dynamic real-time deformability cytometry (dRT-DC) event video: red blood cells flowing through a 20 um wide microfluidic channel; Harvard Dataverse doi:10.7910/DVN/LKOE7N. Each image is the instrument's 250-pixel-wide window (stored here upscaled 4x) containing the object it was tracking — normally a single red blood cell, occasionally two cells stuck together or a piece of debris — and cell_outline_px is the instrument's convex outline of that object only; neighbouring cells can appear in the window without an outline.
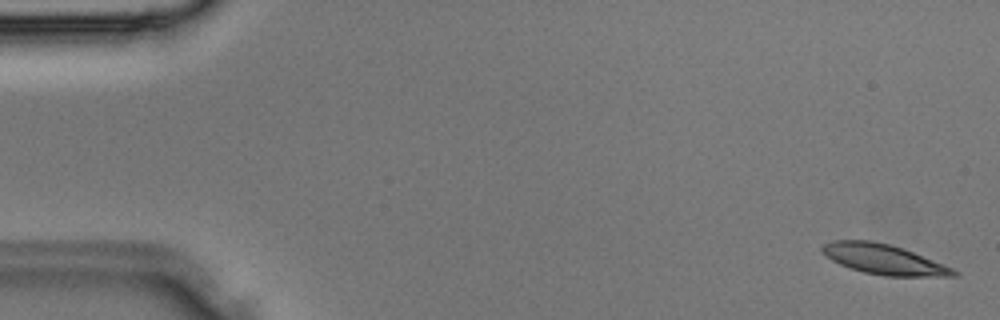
{"species": "Egyptian fruit bat (a non-hibernating species)", "species_latin": "Rousettus aegyptiacus", "temperature_condition": "room temperature", "stored_images_in_passage": 7, "camera_frame_rate_fps": 3000, "um_per_image_px": 0.085, "animal": {"sex": "male"}, "frame": {"image": 1, "passage_image": 1, "time_ms": 0.0, "image_size_px": [1000, 320], "cell_outline_px": [[960, 272], [956, 276], [884, 276], [864, 272], [840, 264], [832, 260], [820, 252], [820, 248], [824, 244], [832, 240], [872, 240], [888, 244], [912, 252], [944, 264]], "centroid_in_image_um": [75.09, 22.04], "position_along_channel_um": 9.9, "area_um2": 22.83}}